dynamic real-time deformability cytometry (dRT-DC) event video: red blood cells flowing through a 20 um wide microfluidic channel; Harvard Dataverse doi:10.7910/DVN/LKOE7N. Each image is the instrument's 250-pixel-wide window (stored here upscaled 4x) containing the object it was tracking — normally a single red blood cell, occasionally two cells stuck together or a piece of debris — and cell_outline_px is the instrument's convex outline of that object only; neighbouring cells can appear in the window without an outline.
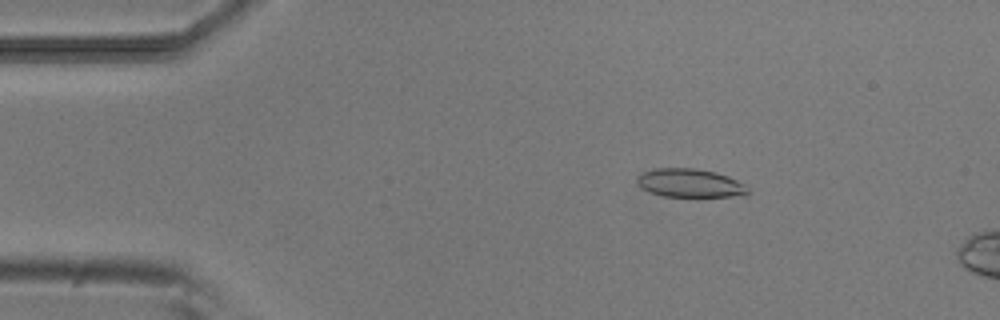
{"species": "common noctule bat (a hibernating species)", "species_latin": "Nyctalus noctula", "temperature_condition": "room temperature", "stored_images_in_passage": 13, "camera_frame_rate_fps": 3000, "um_per_image_px": 0.085, "animal": {"sex": "male", "body_mass_g": 20.5, "forearm_length_mm": 52.5}, "frame": {"image": 1, "passage_image": 8, "time_ms": 2.333, "image_size_px": [1000, 320], "cell_outline_px": [[752, 192], [744, 196], [664, 196], [640, 188], [636, 184], [636, 180], [644, 172], [656, 168], [692, 168], [716, 172], [728, 176], [744, 184]], "centroid_in_image_um": [58.68, 15.56], "position_along_channel_um": 26.3, "area_um2": 18.32}}